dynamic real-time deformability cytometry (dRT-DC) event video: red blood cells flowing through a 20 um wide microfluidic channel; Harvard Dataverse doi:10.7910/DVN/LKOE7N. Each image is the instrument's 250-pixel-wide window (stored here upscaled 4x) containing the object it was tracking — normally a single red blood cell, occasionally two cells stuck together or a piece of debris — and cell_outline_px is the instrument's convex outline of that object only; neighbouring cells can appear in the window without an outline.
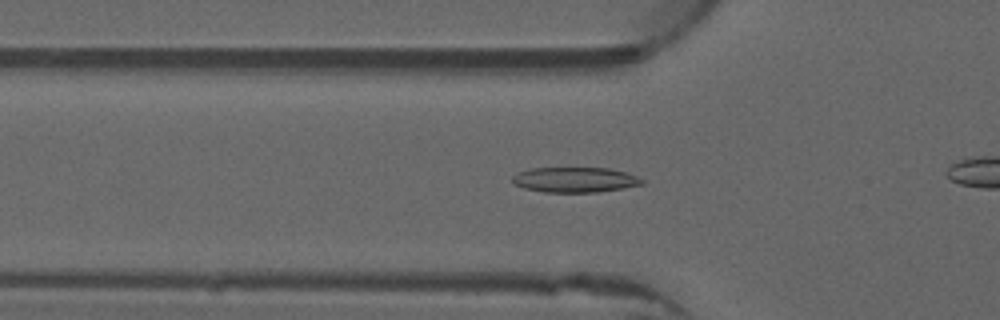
{"species": "common noctule bat (a hibernating species)", "species_latin": "Nyctalus noctula", "temperature_condition": "warm", "stored_images_in_passage": 41, "camera_frame_rate_fps": 3000, "um_per_image_px": 0.085, "animal": {"sex": "male", "forearm_length_mm": 52.5}, "frame": {"image": 1, "passage_image": 17, "time_ms": 5.333, "image_size_px": [1000, 320], "cell_outline_px": [[644, 184], [596, 192], [544, 192], [524, 188], [516, 184], [512, 180], [512, 176], [516, 172], [532, 168], [608, 168], [624, 172], [636, 176], [644, 180]], "centroid_in_image_um": [48.83, 15.27], "position_along_channel_um": 77.0, "area_um2": 18.84}}
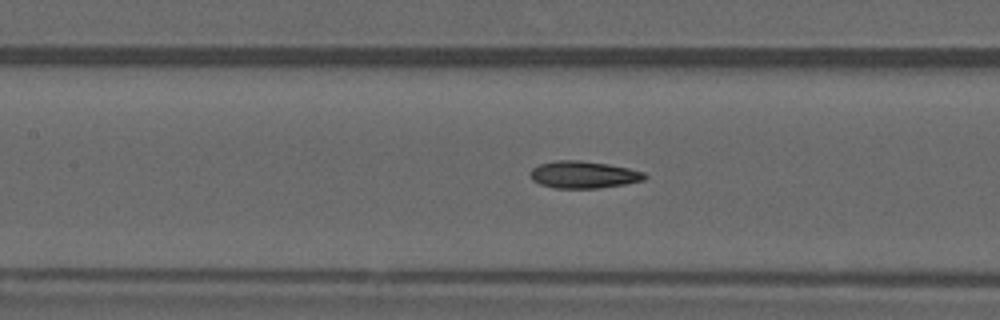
{"frame": {"image": 2, "passage_image": 23, "time_ms": 7.333, "image_size_px": [1000, 320], "cell_outline_px": [[648, 176], [644, 180], [624, 184], [600, 188], [556, 188], [540, 184], [532, 180], [528, 172], [532, 168], [540, 164], [556, 160], [580, 160], [608, 164], [628, 168], [644, 172]], "centroid_in_image_um": [49.58, 14.84], "position_along_channel_um": 157.8, "area_um2": 18.15}}
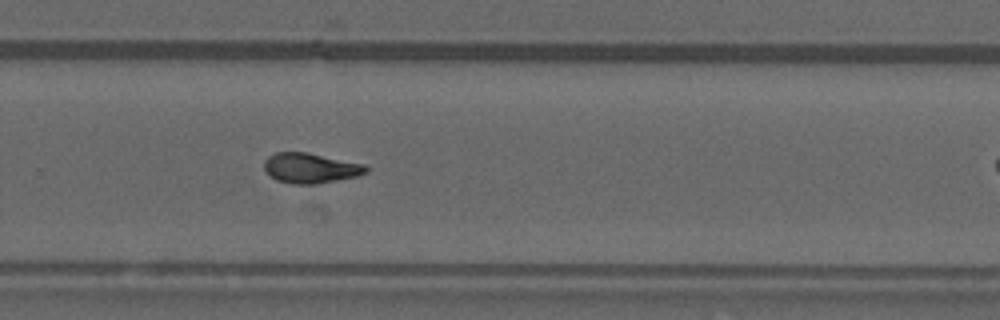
{"frame": {"image": 3, "passage_image": 34, "time_ms": 11.0, "image_size_px": [1000, 320], "cell_outline_px": [[368, 172], [356, 176], [316, 184], [292, 184], [276, 180], [264, 168], [264, 160], [268, 156], [276, 152], [308, 152], [364, 164], [368, 168]], "centroid_in_image_um": [26.38, 14.28], "position_along_channel_um": 303.4, "area_um2": 17.8}}